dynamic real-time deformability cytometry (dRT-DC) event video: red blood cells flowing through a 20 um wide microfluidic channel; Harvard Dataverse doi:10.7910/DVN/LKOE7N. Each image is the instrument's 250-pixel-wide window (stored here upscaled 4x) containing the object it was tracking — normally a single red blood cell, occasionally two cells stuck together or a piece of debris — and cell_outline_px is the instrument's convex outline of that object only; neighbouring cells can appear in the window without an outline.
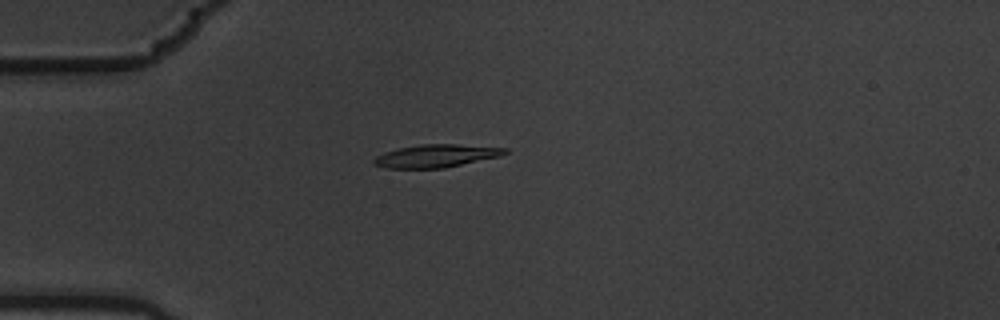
{"species": "common noctule bat (a hibernating species)", "species_latin": "Nyctalus noctula", "temperature_condition": "warm", "stored_images_in_passage": 10, "camera_frame_rate_fps": 3000, "um_per_image_px": 0.085, "animal": {"sex": "male", "body_mass_g": 19.5, "forearm_length_mm": 54.6}, "frame": {"image": 1, "passage_image": 5, "time_ms": 1.333, "image_size_px": [1000, 320], "cell_outline_px": [[508, 152], [500, 156], [444, 168], [384, 168], [372, 164], [372, 160], [376, 156], [384, 152], [400, 148], [420, 144], [456, 144], [508, 148]], "centroid_in_image_um": [37.04, 13.25], "position_along_channel_um": 48.0, "area_um2": 17.46}}
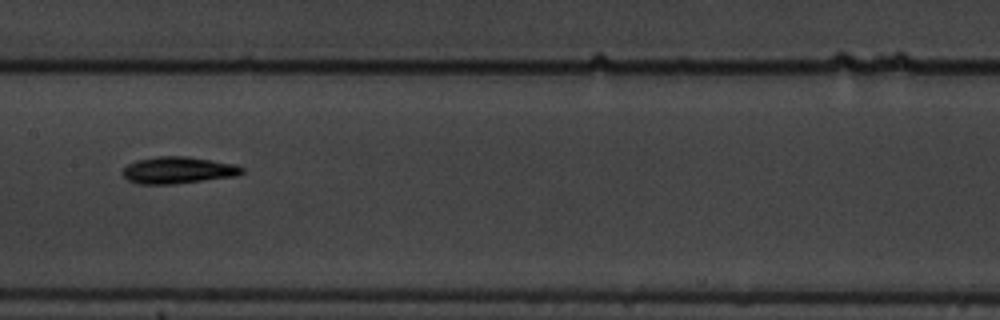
{"frame": {"image": 2, "passage_image": 9, "time_ms": 2.667, "image_size_px": [1000, 320], "cell_outline_px": [[244, 172], [236, 176], [172, 184], [136, 184], [128, 180], [120, 172], [128, 164], [136, 160], [156, 156], [188, 156], [236, 164], [244, 168]], "centroid_in_image_um": [15.12, 14.46], "position_along_channel_um": 192.3, "area_um2": 18.79}}
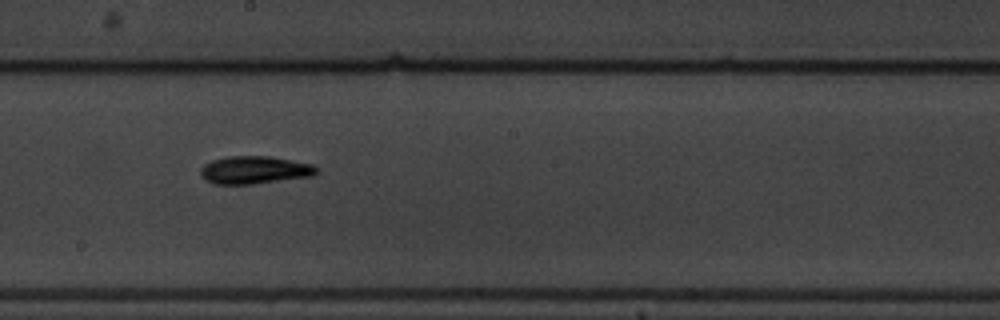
{"frame": {"image": 3, "passage_image": 10, "time_ms": 3.0, "image_size_px": [1000, 320], "cell_outline_px": [[320, 172], [312, 176], [252, 184], [216, 184], [204, 180], [200, 176], [200, 168], [204, 164], [212, 160], [228, 156], [268, 156], [312, 164], [320, 168]], "centroid_in_image_um": [21.63, 14.45], "position_along_channel_um": 226.6, "area_um2": 18.9}}